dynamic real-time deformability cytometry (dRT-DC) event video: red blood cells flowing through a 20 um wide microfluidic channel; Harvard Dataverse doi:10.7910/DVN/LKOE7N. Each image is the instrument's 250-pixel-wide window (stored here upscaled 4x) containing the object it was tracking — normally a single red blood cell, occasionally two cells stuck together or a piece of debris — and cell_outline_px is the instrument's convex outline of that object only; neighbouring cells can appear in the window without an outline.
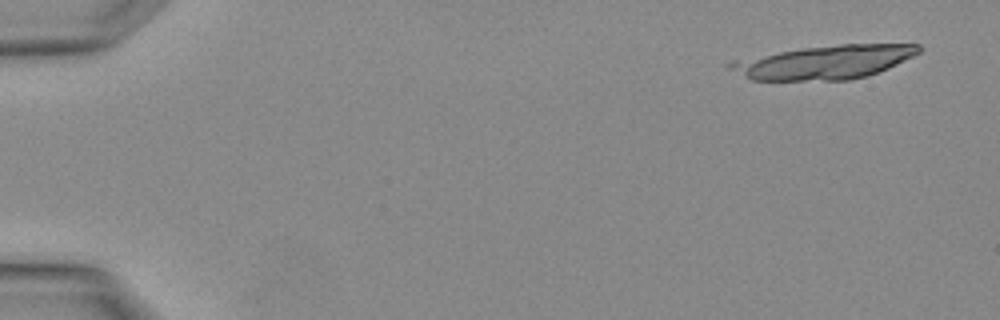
{"species": "Egyptian fruit bat (a non-hibernating species)", "species_latin": "Rousettus aegyptiacus", "temperature_condition": "warm", "stored_images_in_passage": 4, "camera_frame_rate_fps": 3000, "um_per_image_px": 0.085, "animal": {"sex": "female"}, "frame": {"image": 1, "passage_image": 1, "time_ms": 0.0, "image_size_px": [1000, 320], "cell_outline_px": [[924, 48], [920, 52], [888, 68], [868, 76], [848, 80], [752, 80], [728, 68], [728, 64], [732, 60], [804, 48], [840, 44], [920, 44]], "centroid_in_image_um": [70.11, 5.29], "position_along_channel_um": 14.9, "area_um2": 36.7}}